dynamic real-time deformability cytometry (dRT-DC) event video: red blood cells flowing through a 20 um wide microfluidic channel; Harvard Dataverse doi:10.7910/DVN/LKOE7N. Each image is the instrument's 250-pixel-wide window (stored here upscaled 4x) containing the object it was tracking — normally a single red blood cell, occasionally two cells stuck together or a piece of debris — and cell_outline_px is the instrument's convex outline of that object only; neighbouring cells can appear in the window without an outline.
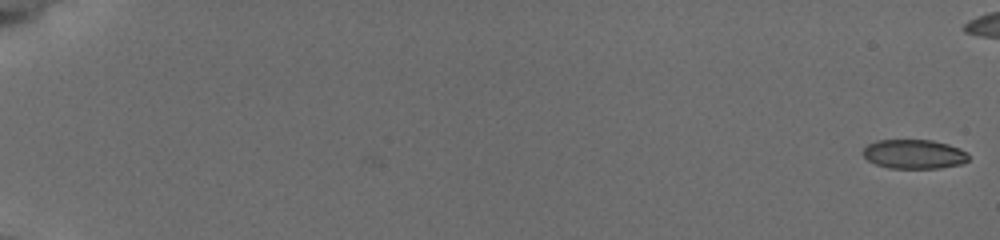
{"species": "common noctule bat (a hibernating species)", "species_latin": "Nyctalus noctula", "temperature_condition": "cold", "stored_images_in_passage": 53, "camera_frame_rate_fps": 3000, "um_per_image_px": 0.085, "animal": {"sex": "female", "body_mass_g": 19.5, "forearm_length_mm": 54.1}, "frame": {"image": 1, "passage_image": 1, "time_ms": 0.0, "image_size_px": [1000, 240], "cell_outline_px": [[968, 160], [960, 164], [940, 168], [888, 168], [876, 164], [868, 160], [860, 152], [868, 144], [876, 140], [932, 140], [948, 144], [960, 148], [968, 152]], "centroid_in_image_um": [77.68, 13.09], "position_along_channel_um": 7.3, "area_um2": 18.09}}
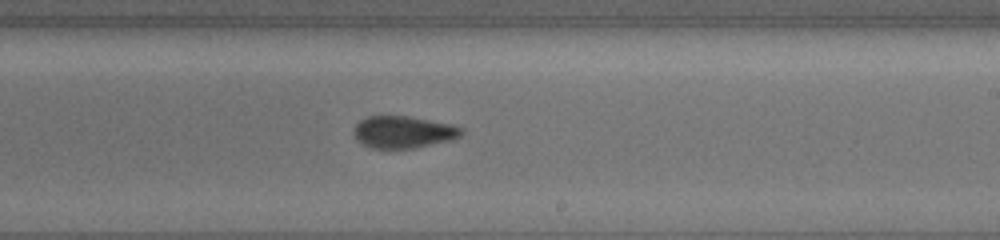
{"frame": {"image": 2, "passage_image": 37, "time_ms": 12.0, "image_size_px": [1000, 240], "cell_outline_px": [[464, 132], [460, 136], [452, 140], [416, 148], [372, 148], [356, 140], [352, 132], [356, 124], [360, 120], [368, 116], [408, 116], [452, 124], [464, 128]], "centroid_in_image_um": [34.3, 11.22], "position_along_channel_um": 254.7, "area_um2": 20.29}}
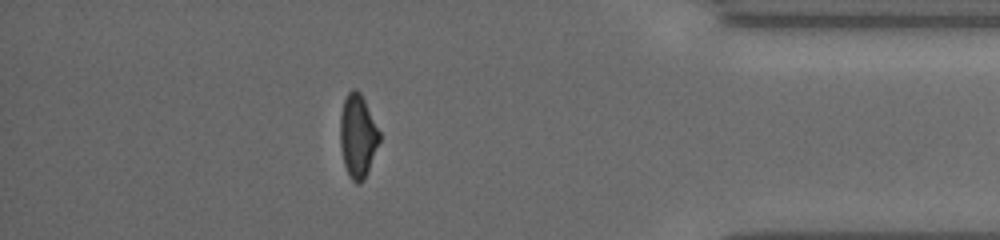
{"frame": {"image": 3, "passage_image": 51, "time_ms": 16.667, "image_size_px": [1000, 240], "cell_outline_px": [[380, 140], [364, 180], [360, 184], [356, 184], [352, 180], [344, 164], [340, 144], [340, 116], [344, 100], [348, 92], [352, 88], [356, 88], [360, 92], [380, 132]], "centroid_in_image_um": [30.4, 11.55], "position_along_channel_um": 404.8, "area_um2": 18.9}}